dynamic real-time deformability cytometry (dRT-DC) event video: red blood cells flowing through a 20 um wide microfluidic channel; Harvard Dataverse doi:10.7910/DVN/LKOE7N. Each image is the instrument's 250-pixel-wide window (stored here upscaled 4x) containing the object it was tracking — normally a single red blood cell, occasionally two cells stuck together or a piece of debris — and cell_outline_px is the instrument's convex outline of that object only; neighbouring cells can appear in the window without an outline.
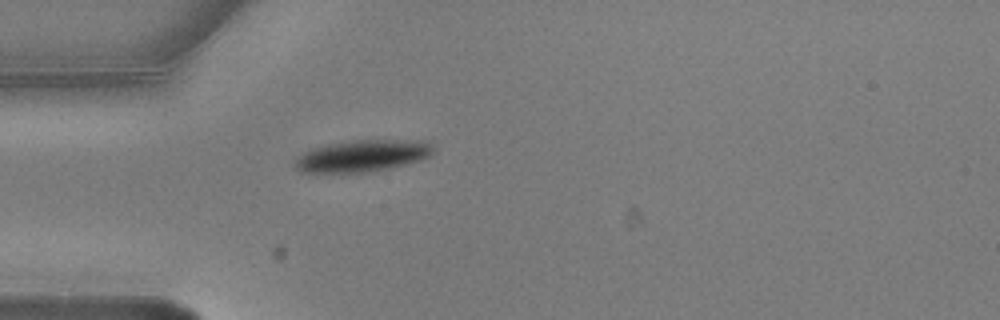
{"species": "common noctule bat (a hibernating species)", "species_latin": "Nyctalus noctula", "temperature_condition": "warm", "stored_images_in_passage": 1, "camera_frame_rate_fps": 3000, "um_per_image_px": 0.085, "animal": {"sex": "male", "body_mass_g": 20.5, "forearm_length_mm": 52.5}, "frame": {"image": 1, "passage_image": 1, "time_ms": 0.0, "image_size_px": [1000, 320], "cell_outline_px": [[436, 152], [432, 156], [420, 160], [372, 172], [300, 172], [296, 168], [292, 160], [308, 148], [328, 144], [352, 140], [428, 140], [436, 148]], "centroid_in_image_um": [30.83, 13.23], "position_along_channel_um": 54.2, "area_um2": 26.13}}